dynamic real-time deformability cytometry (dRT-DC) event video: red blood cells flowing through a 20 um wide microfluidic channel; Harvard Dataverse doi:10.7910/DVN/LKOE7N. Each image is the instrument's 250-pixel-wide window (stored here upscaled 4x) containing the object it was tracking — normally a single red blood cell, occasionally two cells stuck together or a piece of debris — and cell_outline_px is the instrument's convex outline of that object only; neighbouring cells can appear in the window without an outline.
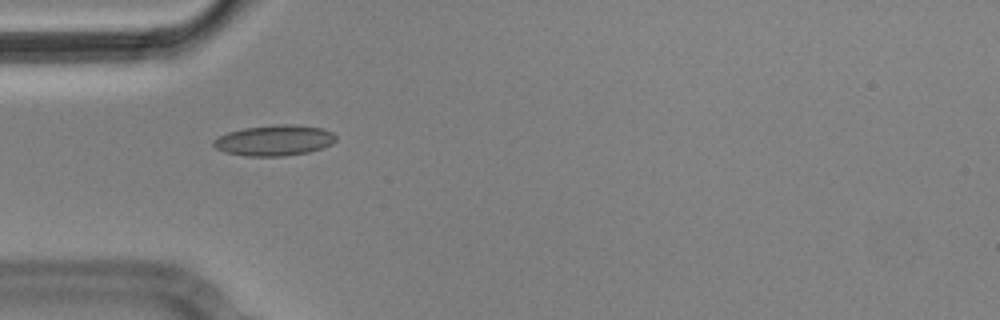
{"species": "Egyptian fruit bat (a non-hibernating species)", "species_latin": "Rousettus aegyptiacus", "temperature_condition": "cold", "stored_images_in_passage": 6, "camera_frame_rate_fps": 3000, "um_per_image_px": 0.085, "animal": {"sex": "male"}, "frame": {"image": 1, "passage_image": 1, "time_ms": 0.0, "image_size_px": [1000, 320], "cell_outline_px": [[336, 140], [332, 144], [308, 152], [284, 156], [244, 156], [224, 152], [216, 148], [212, 144], [212, 140], [228, 132], [244, 128], [276, 124], [296, 124], [320, 128], [332, 132], [336, 136]], "centroid_in_image_um": [23.3, 11.93], "position_along_channel_um": 61.7, "area_um2": 21.91}}
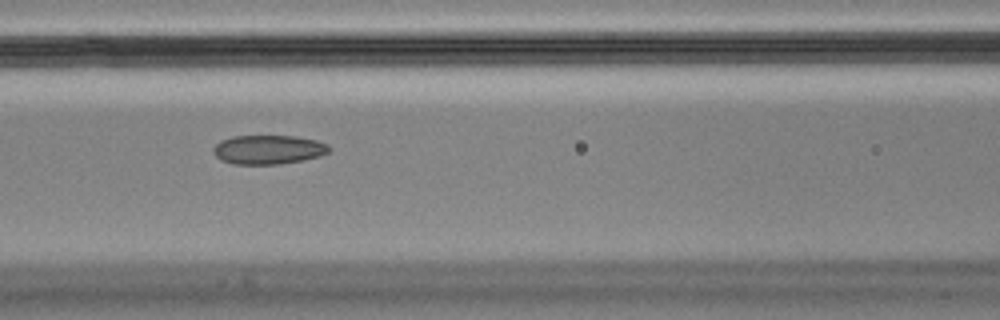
{"frame": {"image": 2, "passage_image": 3, "time_ms": 0.667, "image_size_px": [1000, 320], "cell_outline_px": [[328, 152], [320, 156], [280, 164], [232, 164], [220, 160], [212, 152], [212, 148], [220, 140], [232, 136], [296, 136], [316, 140], [328, 144]], "centroid_in_image_um": [22.75, 12.71], "position_along_channel_um": 143.8, "area_um2": 19.65}}
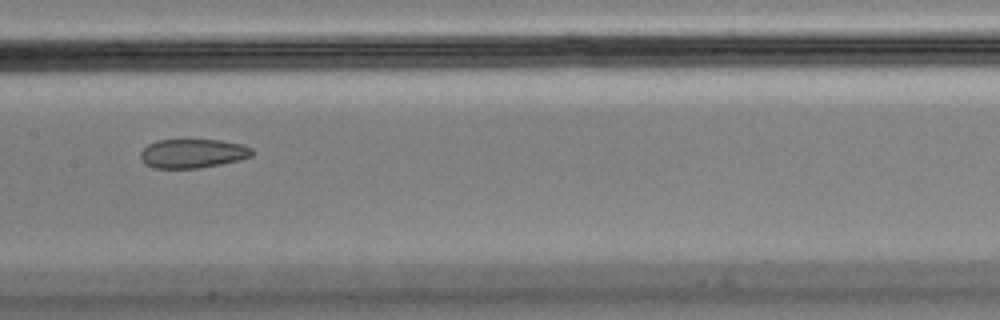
{"frame": {"image": 3, "passage_image": 4, "time_ms": 1.0, "image_size_px": [1000, 320], "cell_outline_px": [[252, 156], [240, 160], [200, 168], [152, 168], [144, 164], [140, 156], [140, 152], [148, 144], [156, 140], [220, 140], [240, 144], [252, 148]], "centroid_in_image_um": [16.35, 13.05], "position_along_channel_um": 191.0, "area_um2": 18.9}}